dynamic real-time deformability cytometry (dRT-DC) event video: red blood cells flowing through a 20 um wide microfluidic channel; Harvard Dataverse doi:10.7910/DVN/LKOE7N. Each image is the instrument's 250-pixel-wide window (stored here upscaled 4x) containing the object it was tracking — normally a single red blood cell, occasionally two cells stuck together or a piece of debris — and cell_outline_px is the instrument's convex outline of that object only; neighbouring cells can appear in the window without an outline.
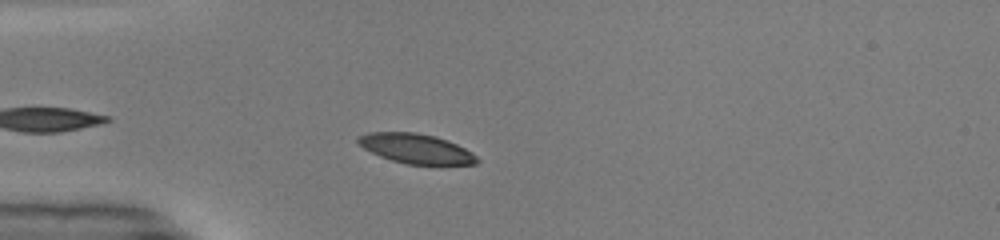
{"species": "common noctule bat (a hibernating species)", "species_latin": "Nyctalus noctula", "temperature_condition": "warm", "stored_images_in_passage": 32, "camera_frame_rate_fps": 3000, "um_per_image_px": 0.085, "animal": {"sex": "male", "body_mass_g": 19.0, "forearm_length_mm": 50.8}, "frame": {"image": 1, "passage_image": 6, "time_ms": 1.667, "image_size_px": [1000, 240], "cell_outline_px": [[480, 160], [476, 164], [408, 164], [392, 160], [380, 156], [364, 148], [356, 140], [360, 136], [368, 132], [416, 132], [436, 136], [456, 144], [472, 152]], "centroid_in_image_um": [35.37, 12.62], "position_along_channel_um": 49.6, "area_um2": 20.35}}
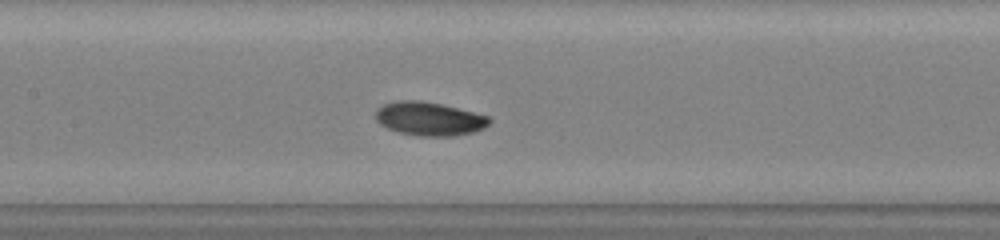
{"frame": {"image": 2, "passage_image": 16, "time_ms": 5.0, "image_size_px": [1000, 240], "cell_outline_px": [[492, 120], [484, 128], [472, 132], [452, 136], [416, 136], [400, 132], [388, 128], [380, 124], [376, 120], [376, 108], [384, 104], [396, 100], [420, 100], [440, 104], [488, 116]], "centroid_in_image_um": [36.45, 10.09], "position_along_channel_um": 170.9, "area_um2": 22.14}}
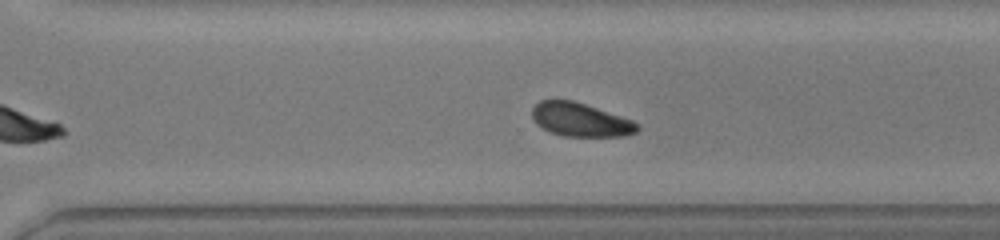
{"frame": {"image": 3, "passage_image": 27, "time_ms": 8.667, "image_size_px": [1000, 240], "cell_outline_px": [[640, 128], [636, 132], [628, 136], [564, 136], [552, 132], [536, 124], [532, 116], [532, 108], [540, 100], [572, 100], [632, 120], [640, 124]], "centroid_in_image_um": [49.35, 10.18], "position_along_channel_um": 321.2, "area_um2": 20.4}, "authors_computed_cell_mechanics": {"area_um2": 21.3282, "velocity_mm_per_s": 4.1062, "shape_relaxation_time_tau1_ms": 1.358, "shape_relaxation_time_tau2_ms": null, "deformation_change_tau1": 0.09, "deformation_change_tau2": null}}